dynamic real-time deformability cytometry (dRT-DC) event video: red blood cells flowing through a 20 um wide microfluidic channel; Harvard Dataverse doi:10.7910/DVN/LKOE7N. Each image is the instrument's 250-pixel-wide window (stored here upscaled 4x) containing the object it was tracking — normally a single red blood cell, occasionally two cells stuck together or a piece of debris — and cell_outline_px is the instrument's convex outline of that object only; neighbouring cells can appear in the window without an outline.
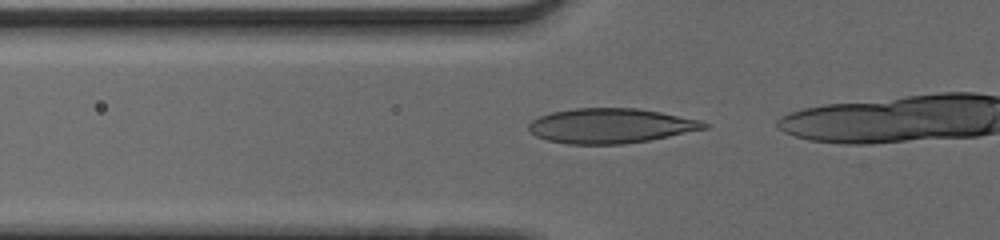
{"species": "human", "species_latin": "Homo sapiens", "temperature_condition": "cold", "stored_images_in_passage": 16, "camera_frame_rate_fps": 3000, "um_per_image_px": 0.085, "donor": {"sex": "male"}, "frame": {"image": 1, "passage_image": 11, "time_ms": 3.333, "image_size_px": [1000, 240], "cell_outline_px": [[708, 128], [648, 140], [624, 144], [568, 144], [548, 140], [536, 136], [528, 128], [528, 124], [532, 120], [540, 116], [552, 112], [576, 108], [636, 108], [660, 112], [700, 120], [708, 124]], "centroid_in_image_um": [51.89, 10.69], "position_along_channel_um": 73.9, "area_um2": 35.32}}
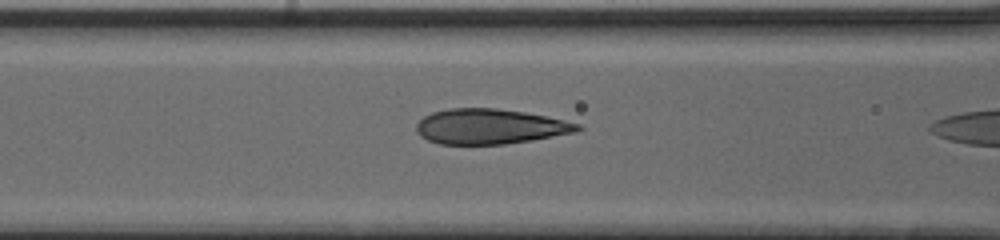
{"frame": {"image": 2, "passage_image": 15, "time_ms": 4.667, "image_size_px": [1000, 240], "cell_outline_px": [[584, 128], [576, 132], [532, 140], [504, 144], [440, 144], [428, 140], [420, 136], [416, 132], [416, 124], [424, 116], [432, 112], [448, 108], [496, 108], [524, 112], [564, 120], [580, 124]], "centroid_in_image_um": [41.63, 10.75], "position_along_channel_um": 125.0, "area_um2": 33.0}}